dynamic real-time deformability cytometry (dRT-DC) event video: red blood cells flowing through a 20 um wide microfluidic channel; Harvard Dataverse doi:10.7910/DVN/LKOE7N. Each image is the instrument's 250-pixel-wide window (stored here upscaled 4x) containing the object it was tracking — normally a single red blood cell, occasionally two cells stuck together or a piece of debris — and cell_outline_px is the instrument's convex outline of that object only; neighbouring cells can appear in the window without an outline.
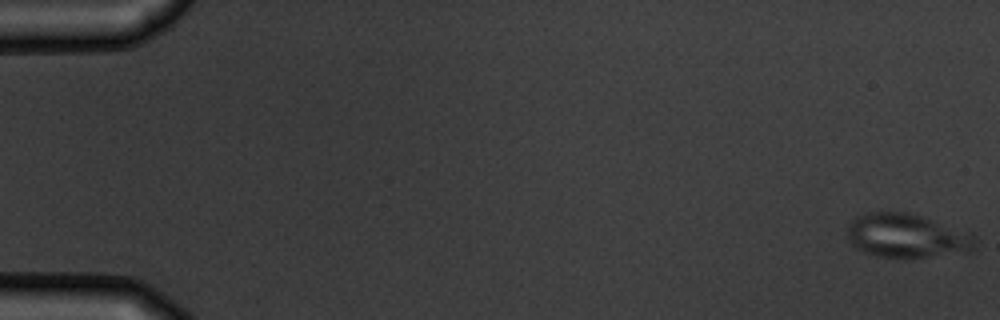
{"species": "common noctule bat (a hibernating species)", "species_latin": "Nyctalus noctula", "temperature_condition": "warm", "stored_images_in_passage": 6, "camera_frame_rate_fps": 3000, "um_per_image_px": 0.085, "animal": {"sex": "male", "body_mass_g": 19.5, "forearm_length_mm": 54.6}, "frame": {"image": 1, "passage_image": 1, "time_ms": 0.0, "image_size_px": [1000, 320], "cell_outline_px": [[980, 240], [972, 252], [904, 260], [876, 256], [864, 252], [856, 248], [848, 240], [848, 224], [856, 216], [868, 212], [908, 212], [972, 232]], "centroid_in_image_um": [77.15, 20.08], "position_along_channel_um": 7.8, "area_um2": 33.93}}